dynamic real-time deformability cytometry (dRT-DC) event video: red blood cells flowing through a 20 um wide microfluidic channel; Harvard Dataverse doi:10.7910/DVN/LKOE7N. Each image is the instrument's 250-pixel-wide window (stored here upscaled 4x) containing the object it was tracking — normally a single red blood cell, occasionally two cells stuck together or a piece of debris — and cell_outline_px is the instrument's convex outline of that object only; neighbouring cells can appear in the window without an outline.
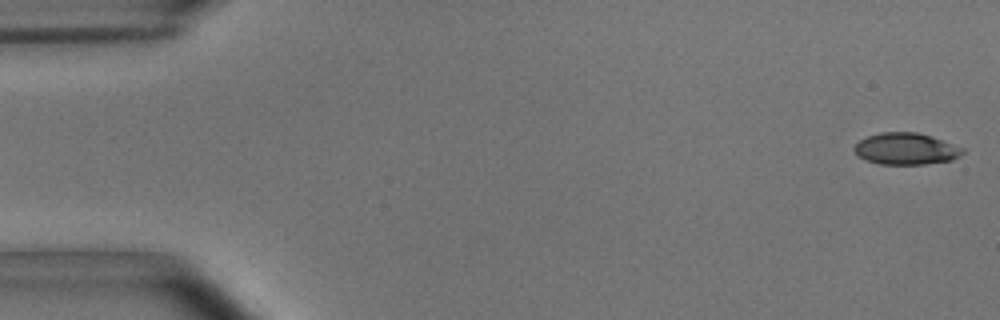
{"species": "common noctule bat (a hibernating species)", "species_latin": "Nyctalus noctula", "temperature_condition": "room temperature", "stored_images_in_passage": 54, "camera_frame_rate_fps": 3000, "um_per_image_px": 0.085, "animal": {"sex": "male", "body_mass_g": 15.6}, "frame": {"image": 1, "passage_image": 1, "time_ms": 0.0, "image_size_px": [1000, 320], "cell_outline_px": [[964, 152], [960, 156], [952, 160], [924, 164], [880, 164], [868, 160], [860, 156], [852, 148], [860, 140], [868, 136], [880, 132], [916, 132], [932, 136], [964, 148]], "centroid_in_image_um": [77.03, 12.64], "position_along_channel_um": 8.0, "area_um2": 19.88}}
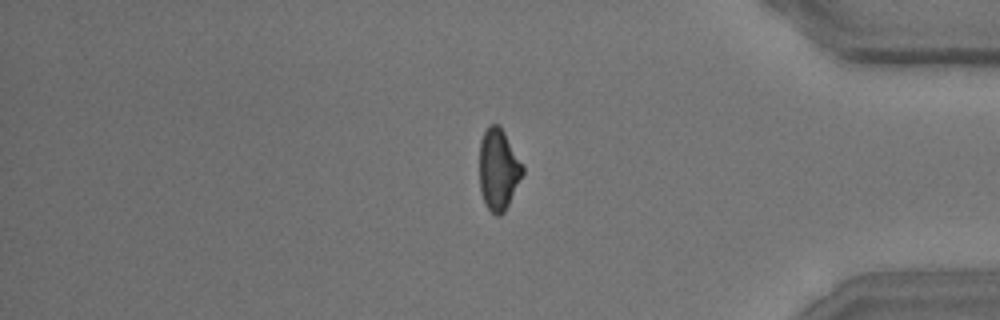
{"frame": {"image": 2, "passage_image": 45, "time_ms": 14.667, "image_size_px": [1000, 320], "cell_outline_px": [[524, 172], [504, 212], [500, 216], [496, 216], [484, 204], [480, 192], [480, 140], [488, 124], [500, 124], [524, 168]], "centroid_in_image_um": [42.35, 14.39], "position_along_channel_um": 392.9, "area_um2": 20.4}}
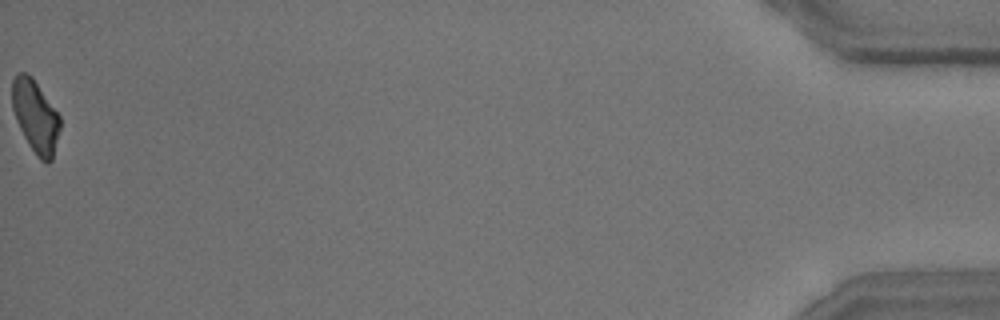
{"frame": {"image": 3, "passage_image": 54, "time_ms": 17.667, "image_size_px": [1000, 320], "cell_outline_px": [[60, 128], [52, 160], [48, 164], [44, 164], [36, 156], [28, 144], [16, 120], [12, 108], [12, 80], [20, 72], [24, 72], [32, 76], [60, 116]], "centroid_in_image_um": [3.01, 9.91], "position_along_channel_um": 432.2, "area_um2": 20.23}, "authors_computed_cell_mechanics": {"area_um2": 20.8947, "velocity_mm_per_s": 3.6914, "shape_relaxation_time_tau1_ms": 3.9432, "shape_relaxation_time_tau2_ms": 2.7887, "deformation_change_tau1": 0.1455, "deformation_change_tau2": 0.089}}